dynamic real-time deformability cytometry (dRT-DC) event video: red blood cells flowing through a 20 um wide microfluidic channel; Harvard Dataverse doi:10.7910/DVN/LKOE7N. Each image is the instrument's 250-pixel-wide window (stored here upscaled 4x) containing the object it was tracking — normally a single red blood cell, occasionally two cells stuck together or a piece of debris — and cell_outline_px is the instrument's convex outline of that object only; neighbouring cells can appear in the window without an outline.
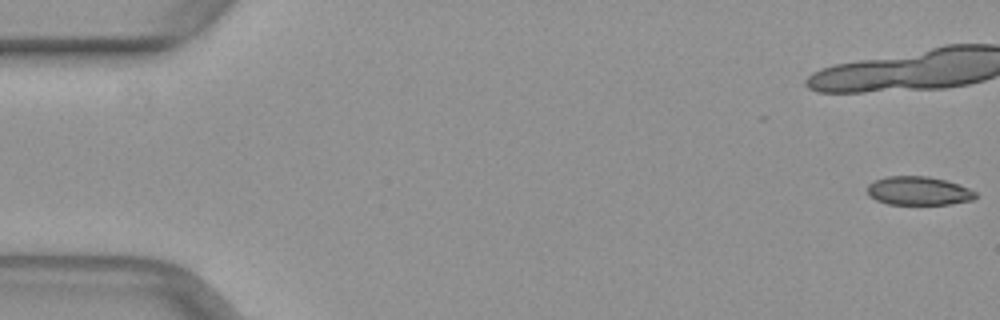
{"species": "common noctule bat (a hibernating species)", "species_latin": "Nyctalus noctula", "temperature_condition": "warm", "stored_images_in_passage": 40, "camera_frame_rate_fps": 3000, "um_per_image_px": 0.085, "animal": {"sex": "female", "body_mass_g": 29.2, "forearm_length_mm": 56.3}, "frame": {"image": 1, "passage_image": 1, "time_ms": 0.0, "image_size_px": [1000, 320], "cell_outline_px": [[976, 196], [972, 200], [948, 204], [888, 204], [876, 200], [868, 196], [868, 184], [876, 180], [888, 176], [928, 176], [944, 180], [968, 188], [976, 192]], "centroid_in_image_um": [78.04, 16.22], "position_along_channel_um": 7.0, "area_um2": 17.86}}